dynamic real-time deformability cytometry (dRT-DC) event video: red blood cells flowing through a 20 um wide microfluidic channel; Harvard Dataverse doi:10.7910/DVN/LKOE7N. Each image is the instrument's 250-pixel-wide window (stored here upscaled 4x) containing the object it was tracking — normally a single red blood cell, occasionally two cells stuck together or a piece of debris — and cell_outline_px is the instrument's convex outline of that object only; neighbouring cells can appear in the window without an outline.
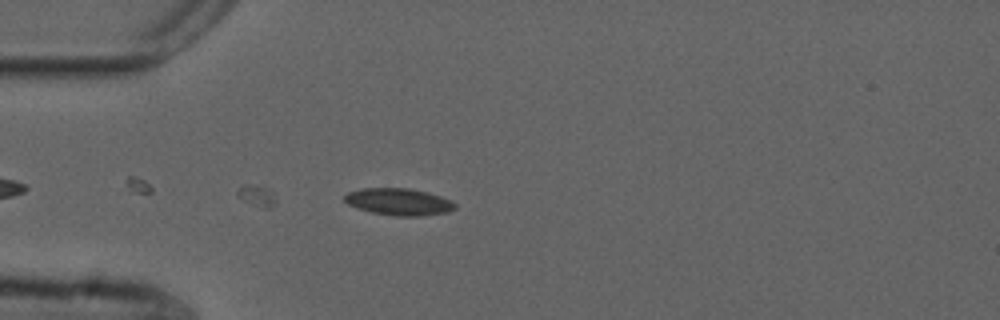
{"species": "common noctule bat (a hibernating species)", "species_latin": "Nyctalus noctula", "temperature_condition": "cold", "stored_images_in_passage": 40, "camera_frame_rate_fps": 3000, "um_per_image_px": 0.085, "animal": {"sex": "male", "forearm_length_mm": 52.5}, "frame": {"image": 1, "passage_image": 8, "time_ms": 2.333, "image_size_px": [1000, 320], "cell_outline_px": [[456, 208], [448, 212], [420, 216], [396, 216], [372, 212], [348, 204], [344, 200], [344, 196], [348, 192], [364, 188], [408, 188], [428, 192], [452, 200], [456, 204]], "centroid_in_image_um": [33.94, 17.15], "position_along_channel_um": 51.1, "area_um2": 17.28}}